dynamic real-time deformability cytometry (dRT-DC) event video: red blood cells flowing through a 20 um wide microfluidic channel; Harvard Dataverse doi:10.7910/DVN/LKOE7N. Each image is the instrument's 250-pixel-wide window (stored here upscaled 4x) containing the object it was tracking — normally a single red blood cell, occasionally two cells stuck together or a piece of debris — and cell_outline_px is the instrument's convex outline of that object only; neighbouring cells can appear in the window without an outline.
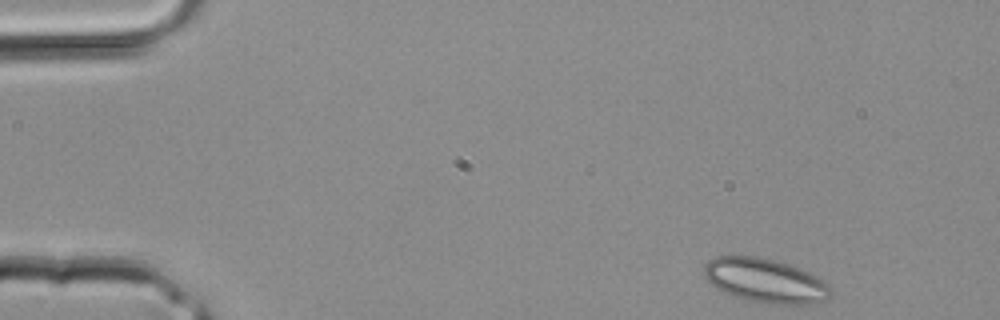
{"species": "common noctule bat (a hibernating species)", "species_latin": "Nyctalus noctula", "temperature_condition": "room temperature", "stored_images_in_passage": 3, "camera_frame_rate_fps": 3000, "um_per_image_px": 0.085, "animal": {"sex": "male", "body_mass_g": 20.4}, "frame": {"image": 1, "passage_image": 1, "time_ms": 0.0, "image_size_px": [1000, 320], "cell_outline_px": [[832, 292], [828, 300], [808, 304], [764, 304], [732, 296], [716, 288], [704, 276], [704, 264], [708, 260], [716, 256], [756, 256], [788, 264], [800, 268], [824, 280], [832, 288]], "centroid_in_image_um": [65.06, 23.86], "position_along_channel_um": 19.9, "area_um2": 32.83}}